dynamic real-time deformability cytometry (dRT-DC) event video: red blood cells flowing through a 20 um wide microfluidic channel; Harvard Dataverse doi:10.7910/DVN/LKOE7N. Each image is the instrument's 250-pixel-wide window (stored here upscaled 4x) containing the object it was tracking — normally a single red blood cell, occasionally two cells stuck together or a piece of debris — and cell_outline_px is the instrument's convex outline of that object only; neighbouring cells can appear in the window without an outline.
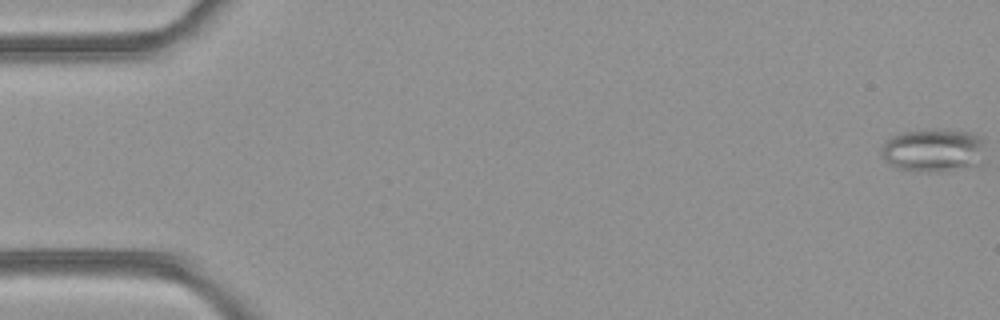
{"species": "common noctule bat (a hibernating species)", "species_latin": "Nyctalus noctula", "temperature_condition": "room temperature", "stored_images_in_passage": 52, "camera_frame_rate_fps": 3000, "um_per_image_px": 0.085, "animal": {"sex": "female", "body_mass_g": 21.9}, "frame": {"image": 1, "passage_image": 1, "time_ms": 0.0, "image_size_px": [1000, 320], "cell_outline_px": [[984, 164], [980, 168], [944, 172], [916, 172], [896, 168], [888, 164], [880, 156], [880, 148], [892, 136], [900, 132], [940, 128], [972, 132], [984, 136]], "centroid_in_image_um": [79.44, 12.81], "position_along_channel_um": 5.6, "area_um2": 27.92}}
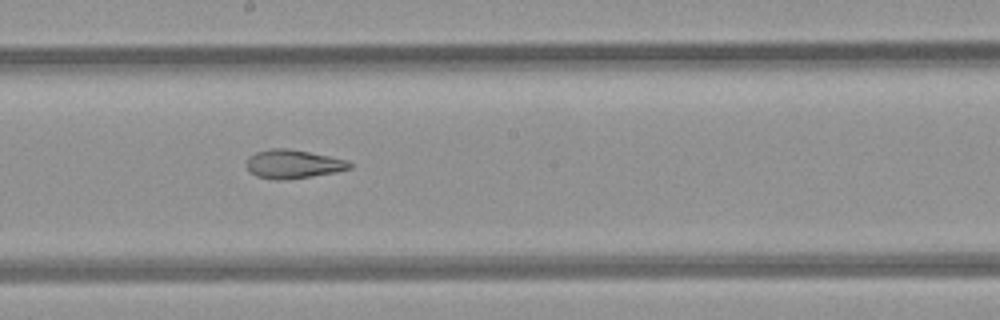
{"frame": {"image": 2, "passage_image": 29, "time_ms": 9.333, "image_size_px": [1000, 320], "cell_outline_px": [[352, 168], [336, 172], [288, 180], [272, 180], [256, 176], [248, 172], [244, 164], [248, 156], [256, 152], [272, 148], [288, 148], [348, 160], [352, 164]], "centroid_in_image_um": [24.86, 13.96], "position_along_channel_um": 223.3, "area_um2": 17.57}}
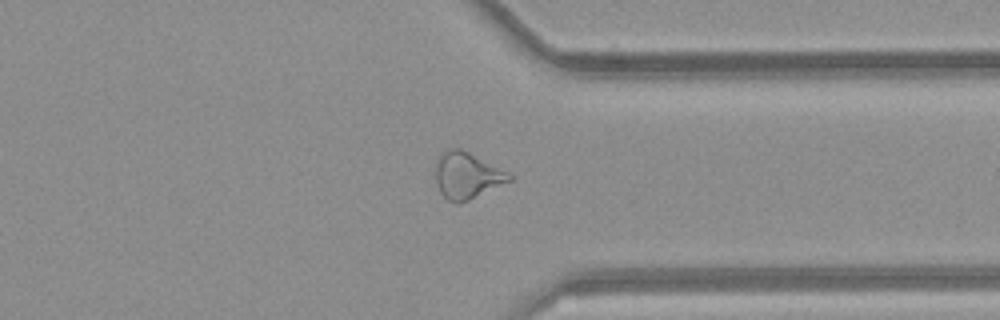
{"frame": {"image": 3, "passage_image": 40, "time_ms": 13.0, "image_size_px": [1000, 320], "cell_outline_px": [[512, 180], [468, 200], [456, 204], [448, 200], [440, 192], [436, 184], [436, 160], [448, 148], [460, 148], [508, 172], [512, 176]], "centroid_in_image_um": [39.67, 14.92], "position_along_channel_um": 371.7, "area_um2": 19.65}, "authors_computed_cell_mechanics": {"area_um2": 22.0796, "velocity_mm_per_s": 4.1164, "shape_relaxation_time_tau1_ms": null, "shape_relaxation_time_tau2_ms": 2.2028, "deformation_change_tau1": null, "deformation_change_tau2": 0.1033}}